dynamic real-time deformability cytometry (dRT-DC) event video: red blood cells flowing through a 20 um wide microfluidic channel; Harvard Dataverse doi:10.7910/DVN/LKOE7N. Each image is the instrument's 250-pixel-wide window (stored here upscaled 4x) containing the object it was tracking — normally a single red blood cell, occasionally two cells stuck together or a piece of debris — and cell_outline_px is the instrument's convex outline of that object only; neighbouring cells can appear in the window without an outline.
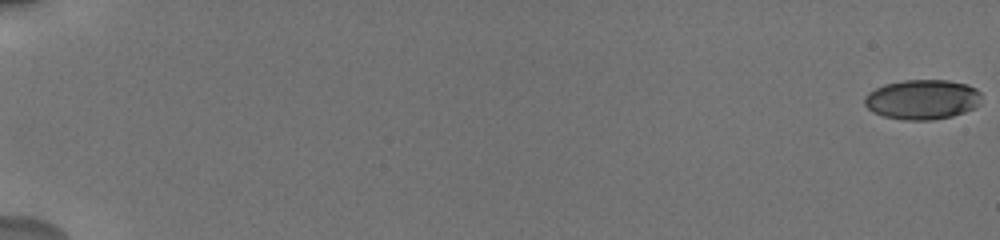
{"species": "human", "species_latin": "Homo sapiens", "temperature_condition": "cold", "stored_images_in_passage": 17, "camera_frame_rate_fps": 3000, "um_per_image_px": 0.085, "donor": {"sex": "male"}, "frame": {"image": 1, "passage_image": 1, "time_ms": 0.0, "image_size_px": [1000, 240], "cell_outline_px": [[980, 104], [964, 112], [952, 116], [932, 120], [904, 120], [884, 116], [872, 112], [864, 104], [864, 96], [868, 92], [884, 84], [904, 80], [948, 80], [968, 84], [976, 88], [980, 92]], "centroid_in_image_um": [78.38, 8.45], "position_along_channel_um": 6.6, "area_um2": 27.28}}
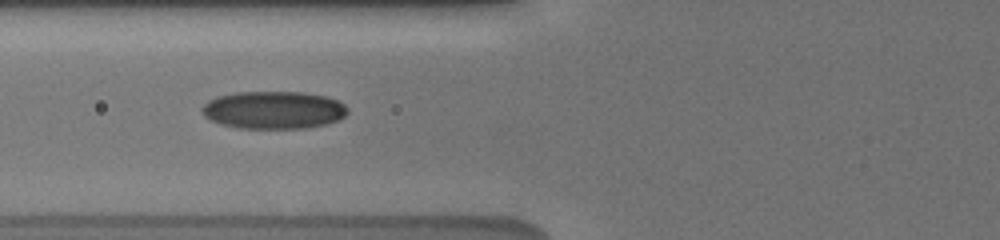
{"frame": {"image": 2, "passage_image": 8, "time_ms": 8.333, "image_size_px": [1000, 240], "cell_outline_px": [[348, 112], [344, 116], [336, 120], [324, 124], [308, 128], [240, 128], [220, 124], [204, 116], [200, 112], [200, 108], [208, 100], [216, 96], [236, 92], [304, 92], [328, 96], [340, 100], [348, 108]], "centroid_in_image_um": [23.25, 9.34], "position_along_channel_um": 102.6, "area_um2": 32.25}}
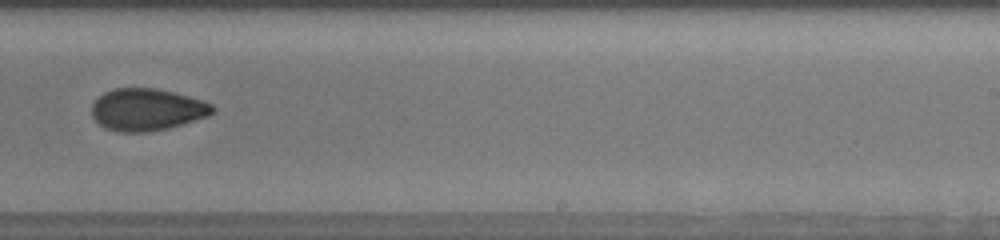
{"frame": {"image": 3, "passage_image": 12, "time_ms": 13.0, "image_size_px": [1000, 240], "cell_outline_px": [[216, 112], [208, 116], [168, 128], [148, 132], [120, 132], [104, 128], [92, 116], [92, 104], [104, 92], [116, 88], [156, 88], [188, 96], [212, 104], [216, 108]], "centroid_in_image_um": [12.5, 9.32], "position_along_channel_um": 276.5, "area_um2": 29.54}, "authors_computed_cell_mechanics": {"area_um2": 28.8422, "velocity_mm_per_s": 3.7442, "shape_relaxation_time_tau1_ms": 3.6766, "shape_relaxation_time_tau2_ms": 3.4098, "deformation_change_tau1": 0.1196, "deformation_change_tau2": 0.0767}}